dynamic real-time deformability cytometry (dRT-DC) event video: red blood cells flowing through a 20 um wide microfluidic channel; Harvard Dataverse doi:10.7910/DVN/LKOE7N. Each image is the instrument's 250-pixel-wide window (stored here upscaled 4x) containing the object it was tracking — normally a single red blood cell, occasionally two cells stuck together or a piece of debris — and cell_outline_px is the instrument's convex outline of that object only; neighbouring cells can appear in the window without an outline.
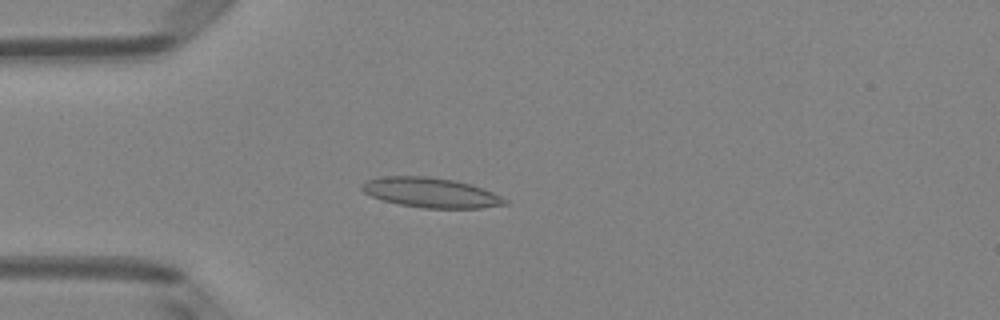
{"species": "Egyptian fruit bat (a non-hibernating species)", "species_latin": "Rousettus aegyptiacus", "temperature_condition": "room temperature", "stored_images_in_passage": 51, "camera_frame_rate_fps": 3000, "um_per_image_px": 0.085, "animal": {"sex": "female"}, "frame": {"image": 1, "passage_image": 14, "time_ms": 4.333, "image_size_px": [1000, 320], "cell_outline_px": [[508, 204], [480, 208], [424, 208], [400, 204], [384, 200], [372, 196], [364, 192], [360, 188], [360, 184], [368, 180], [384, 176], [428, 176], [452, 180], [472, 184], [484, 188], [508, 200]], "centroid_in_image_um": [36.64, 16.37], "position_along_channel_um": 48.4, "area_um2": 24.8}}
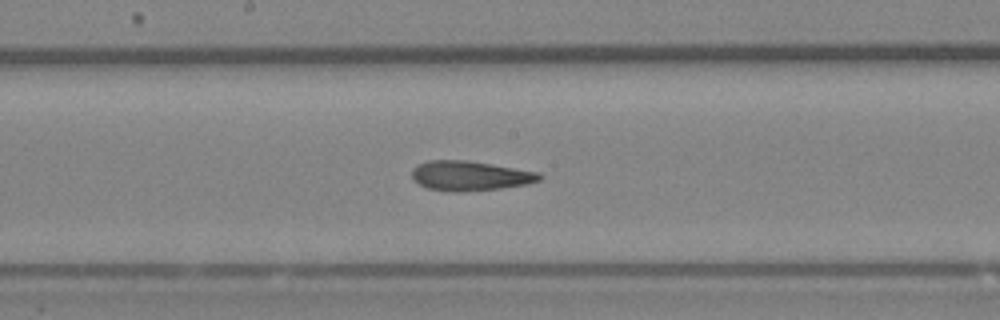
{"frame": {"image": 2, "passage_image": 27, "time_ms": 8.667, "image_size_px": [1000, 320], "cell_outline_px": [[544, 176], [540, 180], [528, 184], [500, 188], [460, 192], [452, 192], [428, 188], [412, 180], [412, 168], [416, 164], [428, 160], [468, 160], [540, 172]], "centroid_in_image_um": [39.95, 14.93], "position_along_channel_um": 208.3, "area_um2": 22.31}}
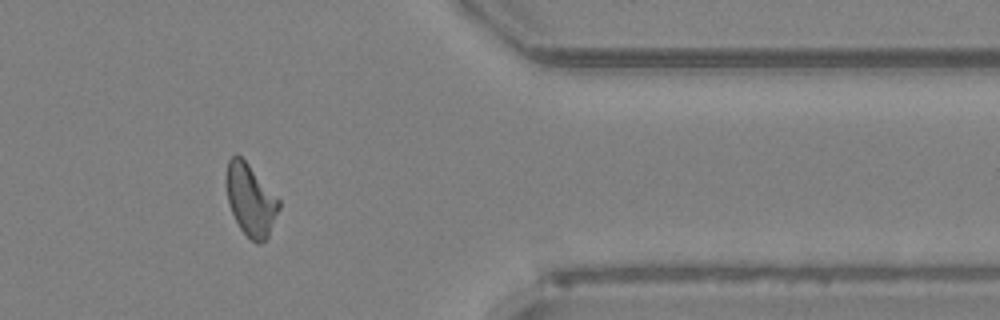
{"frame": {"image": 3, "passage_image": 42, "time_ms": 13.667, "image_size_px": [1000, 320], "cell_outline_px": [[280, 208], [268, 236], [260, 244], [256, 244], [240, 228], [228, 204], [228, 160], [236, 152], [248, 164], [280, 200]], "centroid_in_image_um": [21.33, 17.02], "position_along_channel_um": 390.1, "area_um2": 21.39}, "authors_computed_cell_mechanics": {"area_um2": 22.3686, "velocity_mm_per_s": 4.0199, "shape_relaxation_time_tau1_ms": 9.8261, "shape_relaxation_time_tau2_ms": 2.7838, "deformation_change_tau1": 0.2444, "deformation_change_tau2": 0.1286}}